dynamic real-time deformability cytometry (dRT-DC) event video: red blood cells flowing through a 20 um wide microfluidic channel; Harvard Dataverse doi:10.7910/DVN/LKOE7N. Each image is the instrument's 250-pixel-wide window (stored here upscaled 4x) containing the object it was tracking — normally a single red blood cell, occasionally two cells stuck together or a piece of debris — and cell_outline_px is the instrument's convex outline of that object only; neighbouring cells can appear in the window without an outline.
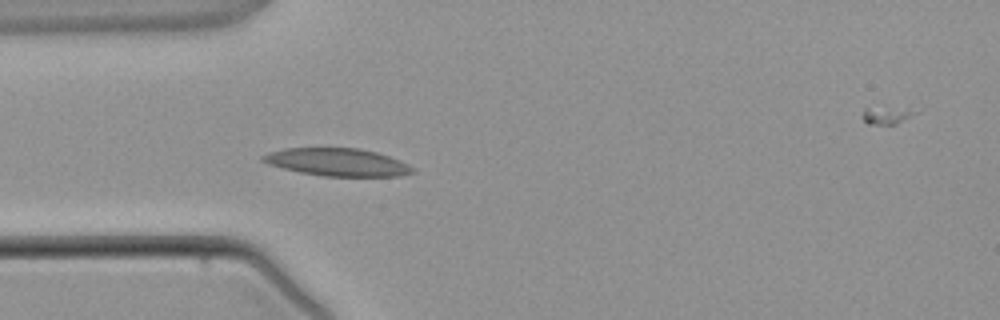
{"species": "common noctule bat (a hibernating species)", "species_latin": "Nyctalus noctula", "temperature_condition": "warm", "stored_images_in_passage": 3, "camera_frame_rate_fps": 3000, "um_per_image_px": 0.085, "animal": {"sex": "male", "body_mass_g": 21.5, "forearm_length_mm": 52.0}, "frame": {"image": 1, "passage_image": 3, "time_ms": 3.333, "image_size_px": [1000, 320], "cell_outline_px": [[416, 172], [400, 176], [324, 176], [300, 172], [268, 164], [260, 160], [260, 156], [268, 152], [284, 148], [356, 148], [376, 152], [400, 160], [416, 168]], "centroid_in_image_um": [28.69, 13.78], "position_along_channel_um": 56.3, "area_um2": 24.22}}